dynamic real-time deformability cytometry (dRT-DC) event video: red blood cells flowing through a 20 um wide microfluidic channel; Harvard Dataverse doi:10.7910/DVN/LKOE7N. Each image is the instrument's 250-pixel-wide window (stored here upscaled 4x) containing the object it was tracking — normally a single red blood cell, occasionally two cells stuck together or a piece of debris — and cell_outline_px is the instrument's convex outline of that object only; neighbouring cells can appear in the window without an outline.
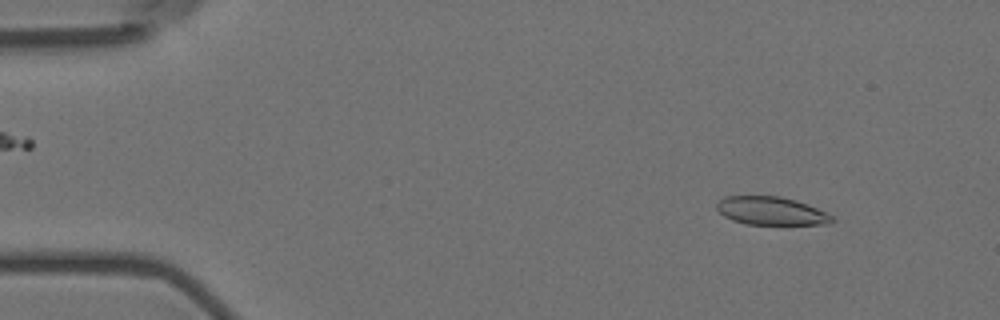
{"species": "Egyptian fruit bat (a non-hibernating species)", "species_latin": "Rousettus aegyptiacus", "temperature_condition": "room temperature", "stored_images_in_passage": 56, "camera_frame_rate_fps": 3000, "um_per_image_px": 0.085, "animal": {"sex": "female"}, "frame": {"image": 1, "passage_image": 6, "time_ms": 1.667, "image_size_px": [1000, 320], "cell_outline_px": [[836, 220], [824, 224], [744, 224], [732, 220], [724, 216], [716, 208], [716, 204], [724, 196], [780, 196], [796, 200], [808, 204], [832, 216]], "centroid_in_image_um": [65.51, 17.92], "position_along_channel_um": 19.5, "area_um2": 18.84}}
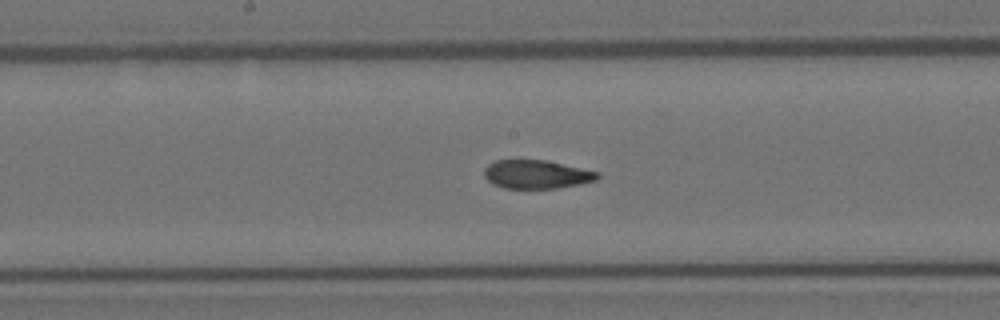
{"frame": {"image": 2, "passage_image": 29, "time_ms": 9.333, "image_size_px": [1000, 320], "cell_outline_px": [[600, 176], [596, 180], [580, 184], [556, 188], [504, 188], [492, 184], [484, 176], [484, 168], [488, 164], [496, 160], [544, 160], [600, 172]], "centroid_in_image_um": [45.59, 14.82], "position_along_channel_um": 202.6, "area_um2": 18.79}}
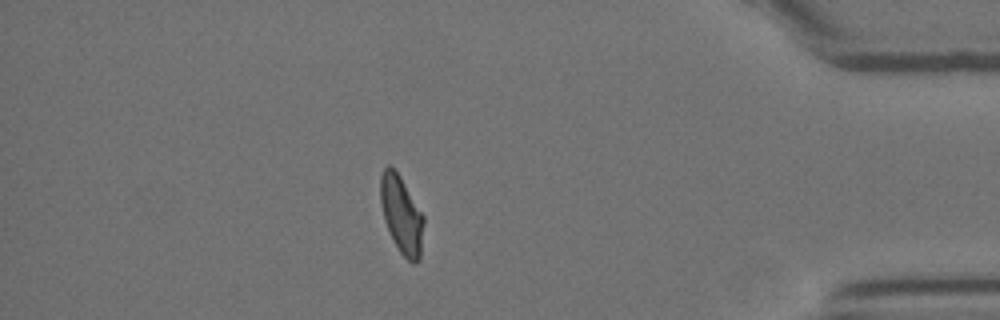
{"frame": {"image": 3, "passage_image": 49, "time_ms": 16.0, "image_size_px": [1000, 320], "cell_outline_px": [[424, 224], [420, 260], [412, 264], [400, 252], [384, 220], [380, 204], [380, 176], [384, 168], [388, 164], [400, 176], [424, 216]], "centroid_in_image_um": [34.13, 18.25], "position_along_channel_um": 401.1, "area_um2": 19.42}, "authors_computed_cell_mechanics": {"area_um2": 19.8832, "velocity_mm_per_s": 3.5806, "shape_relaxation_time_tau1_ms": 10.355, "shape_relaxation_time_tau2_ms": 2.2946, "deformation_change_tau1": 0.215, "deformation_change_tau2": 0.0716}}